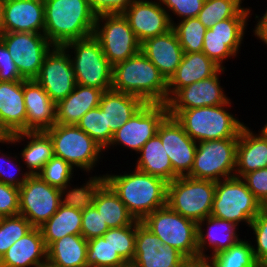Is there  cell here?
Segmentation results:
<instances>
[{
  "instance_id": "cell-1",
  "label": "cell",
  "mask_w": 267,
  "mask_h": 267,
  "mask_svg": "<svg viewBox=\"0 0 267 267\" xmlns=\"http://www.w3.org/2000/svg\"><path fill=\"white\" fill-rule=\"evenodd\" d=\"M91 176V177H90ZM86 179H103L125 204L135 220L142 221L147 215L167 204L165 180L142 172L136 168L123 174H92Z\"/></svg>"
},
{
  "instance_id": "cell-2",
  "label": "cell",
  "mask_w": 267,
  "mask_h": 267,
  "mask_svg": "<svg viewBox=\"0 0 267 267\" xmlns=\"http://www.w3.org/2000/svg\"><path fill=\"white\" fill-rule=\"evenodd\" d=\"M44 35L54 46L93 35L97 15L88 0H43Z\"/></svg>"
},
{
  "instance_id": "cell-3",
  "label": "cell",
  "mask_w": 267,
  "mask_h": 267,
  "mask_svg": "<svg viewBox=\"0 0 267 267\" xmlns=\"http://www.w3.org/2000/svg\"><path fill=\"white\" fill-rule=\"evenodd\" d=\"M111 89L135 95L145 103L168 102V81L141 51L113 66Z\"/></svg>"
},
{
  "instance_id": "cell-4",
  "label": "cell",
  "mask_w": 267,
  "mask_h": 267,
  "mask_svg": "<svg viewBox=\"0 0 267 267\" xmlns=\"http://www.w3.org/2000/svg\"><path fill=\"white\" fill-rule=\"evenodd\" d=\"M225 104L185 110H168L184 131L196 142L239 138L246 123L230 112L233 101ZM230 109V110H229Z\"/></svg>"
},
{
  "instance_id": "cell-5",
  "label": "cell",
  "mask_w": 267,
  "mask_h": 267,
  "mask_svg": "<svg viewBox=\"0 0 267 267\" xmlns=\"http://www.w3.org/2000/svg\"><path fill=\"white\" fill-rule=\"evenodd\" d=\"M52 140L54 156L88 176L105 159L104 149L77 125L55 124L45 131ZM104 153V154H103ZM102 156V157H101Z\"/></svg>"
},
{
  "instance_id": "cell-6",
  "label": "cell",
  "mask_w": 267,
  "mask_h": 267,
  "mask_svg": "<svg viewBox=\"0 0 267 267\" xmlns=\"http://www.w3.org/2000/svg\"><path fill=\"white\" fill-rule=\"evenodd\" d=\"M76 74V84L110 90L113 66L107 60L98 40L93 36L64 44ZM71 49V50H70Z\"/></svg>"
},
{
  "instance_id": "cell-7",
  "label": "cell",
  "mask_w": 267,
  "mask_h": 267,
  "mask_svg": "<svg viewBox=\"0 0 267 267\" xmlns=\"http://www.w3.org/2000/svg\"><path fill=\"white\" fill-rule=\"evenodd\" d=\"M263 208L241 178L234 176L216 182L212 217L230 221L238 227L241 224L249 227Z\"/></svg>"
},
{
  "instance_id": "cell-8",
  "label": "cell",
  "mask_w": 267,
  "mask_h": 267,
  "mask_svg": "<svg viewBox=\"0 0 267 267\" xmlns=\"http://www.w3.org/2000/svg\"><path fill=\"white\" fill-rule=\"evenodd\" d=\"M160 241L176 249L186 259L198 258L197 222L183 217L167 205L141 221Z\"/></svg>"
},
{
  "instance_id": "cell-9",
  "label": "cell",
  "mask_w": 267,
  "mask_h": 267,
  "mask_svg": "<svg viewBox=\"0 0 267 267\" xmlns=\"http://www.w3.org/2000/svg\"><path fill=\"white\" fill-rule=\"evenodd\" d=\"M216 182L180 176L168 183L167 206L183 217L199 222L211 216Z\"/></svg>"
},
{
  "instance_id": "cell-10",
  "label": "cell",
  "mask_w": 267,
  "mask_h": 267,
  "mask_svg": "<svg viewBox=\"0 0 267 267\" xmlns=\"http://www.w3.org/2000/svg\"><path fill=\"white\" fill-rule=\"evenodd\" d=\"M238 139L197 142L194 164L187 176L215 182L234 177Z\"/></svg>"
},
{
  "instance_id": "cell-11",
  "label": "cell",
  "mask_w": 267,
  "mask_h": 267,
  "mask_svg": "<svg viewBox=\"0 0 267 267\" xmlns=\"http://www.w3.org/2000/svg\"><path fill=\"white\" fill-rule=\"evenodd\" d=\"M93 36L112 66L140 52L141 43L122 13L98 15Z\"/></svg>"
},
{
  "instance_id": "cell-12",
  "label": "cell",
  "mask_w": 267,
  "mask_h": 267,
  "mask_svg": "<svg viewBox=\"0 0 267 267\" xmlns=\"http://www.w3.org/2000/svg\"><path fill=\"white\" fill-rule=\"evenodd\" d=\"M69 195L49 185L39 175H30L19 188V214L33 227H40Z\"/></svg>"
},
{
  "instance_id": "cell-13",
  "label": "cell",
  "mask_w": 267,
  "mask_h": 267,
  "mask_svg": "<svg viewBox=\"0 0 267 267\" xmlns=\"http://www.w3.org/2000/svg\"><path fill=\"white\" fill-rule=\"evenodd\" d=\"M168 115L167 104L146 103L121 128L114 133L109 146L104 150L125 148L136 154L156 133L159 124Z\"/></svg>"
},
{
  "instance_id": "cell-14",
  "label": "cell",
  "mask_w": 267,
  "mask_h": 267,
  "mask_svg": "<svg viewBox=\"0 0 267 267\" xmlns=\"http://www.w3.org/2000/svg\"><path fill=\"white\" fill-rule=\"evenodd\" d=\"M24 80H35L46 54L54 46L44 34L9 32L0 34Z\"/></svg>"
},
{
  "instance_id": "cell-15",
  "label": "cell",
  "mask_w": 267,
  "mask_h": 267,
  "mask_svg": "<svg viewBox=\"0 0 267 267\" xmlns=\"http://www.w3.org/2000/svg\"><path fill=\"white\" fill-rule=\"evenodd\" d=\"M251 17H233L217 22L206 30L202 52L221 68L228 59L240 54Z\"/></svg>"
},
{
  "instance_id": "cell-16",
  "label": "cell",
  "mask_w": 267,
  "mask_h": 267,
  "mask_svg": "<svg viewBox=\"0 0 267 267\" xmlns=\"http://www.w3.org/2000/svg\"><path fill=\"white\" fill-rule=\"evenodd\" d=\"M56 104L66 98L76 86V74L71 58L63 46H53L46 54L35 79Z\"/></svg>"
},
{
  "instance_id": "cell-17",
  "label": "cell",
  "mask_w": 267,
  "mask_h": 267,
  "mask_svg": "<svg viewBox=\"0 0 267 267\" xmlns=\"http://www.w3.org/2000/svg\"><path fill=\"white\" fill-rule=\"evenodd\" d=\"M171 161L173 171L187 176L194 164L197 142L185 131L175 117L167 115L159 124L156 133Z\"/></svg>"
},
{
  "instance_id": "cell-18",
  "label": "cell",
  "mask_w": 267,
  "mask_h": 267,
  "mask_svg": "<svg viewBox=\"0 0 267 267\" xmlns=\"http://www.w3.org/2000/svg\"><path fill=\"white\" fill-rule=\"evenodd\" d=\"M186 258L164 245L141 221L136 220V239L132 267H182Z\"/></svg>"
},
{
  "instance_id": "cell-19",
  "label": "cell",
  "mask_w": 267,
  "mask_h": 267,
  "mask_svg": "<svg viewBox=\"0 0 267 267\" xmlns=\"http://www.w3.org/2000/svg\"><path fill=\"white\" fill-rule=\"evenodd\" d=\"M226 68H220L213 76L179 89L167 102L168 110H185L225 104L227 96L219 79Z\"/></svg>"
},
{
  "instance_id": "cell-20",
  "label": "cell",
  "mask_w": 267,
  "mask_h": 267,
  "mask_svg": "<svg viewBox=\"0 0 267 267\" xmlns=\"http://www.w3.org/2000/svg\"><path fill=\"white\" fill-rule=\"evenodd\" d=\"M122 14L140 43L173 27L160 0H135Z\"/></svg>"
},
{
  "instance_id": "cell-21",
  "label": "cell",
  "mask_w": 267,
  "mask_h": 267,
  "mask_svg": "<svg viewBox=\"0 0 267 267\" xmlns=\"http://www.w3.org/2000/svg\"><path fill=\"white\" fill-rule=\"evenodd\" d=\"M82 193L97 209L109 229L131 225L135 218L103 179H86Z\"/></svg>"
},
{
  "instance_id": "cell-22",
  "label": "cell",
  "mask_w": 267,
  "mask_h": 267,
  "mask_svg": "<svg viewBox=\"0 0 267 267\" xmlns=\"http://www.w3.org/2000/svg\"><path fill=\"white\" fill-rule=\"evenodd\" d=\"M197 226L198 257L210 258L242 239L239 227L227 220L208 216L199 221ZM208 251L211 253H206Z\"/></svg>"
},
{
  "instance_id": "cell-23",
  "label": "cell",
  "mask_w": 267,
  "mask_h": 267,
  "mask_svg": "<svg viewBox=\"0 0 267 267\" xmlns=\"http://www.w3.org/2000/svg\"><path fill=\"white\" fill-rule=\"evenodd\" d=\"M43 0H4V33L44 34Z\"/></svg>"
},
{
  "instance_id": "cell-24",
  "label": "cell",
  "mask_w": 267,
  "mask_h": 267,
  "mask_svg": "<svg viewBox=\"0 0 267 267\" xmlns=\"http://www.w3.org/2000/svg\"><path fill=\"white\" fill-rule=\"evenodd\" d=\"M26 132L46 131L56 124V104L36 80H23Z\"/></svg>"
},
{
  "instance_id": "cell-25",
  "label": "cell",
  "mask_w": 267,
  "mask_h": 267,
  "mask_svg": "<svg viewBox=\"0 0 267 267\" xmlns=\"http://www.w3.org/2000/svg\"><path fill=\"white\" fill-rule=\"evenodd\" d=\"M82 192L68 196L40 230L46 248L67 235H81Z\"/></svg>"
},
{
  "instance_id": "cell-26",
  "label": "cell",
  "mask_w": 267,
  "mask_h": 267,
  "mask_svg": "<svg viewBox=\"0 0 267 267\" xmlns=\"http://www.w3.org/2000/svg\"><path fill=\"white\" fill-rule=\"evenodd\" d=\"M140 51L158 68L167 81L180 65L184 55L173 28L164 34L144 40Z\"/></svg>"
},
{
  "instance_id": "cell-27",
  "label": "cell",
  "mask_w": 267,
  "mask_h": 267,
  "mask_svg": "<svg viewBox=\"0 0 267 267\" xmlns=\"http://www.w3.org/2000/svg\"><path fill=\"white\" fill-rule=\"evenodd\" d=\"M257 132L246 124L239 134L235 177L267 168V136L261 129Z\"/></svg>"
},
{
  "instance_id": "cell-28",
  "label": "cell",
  "mask_w": 267,
  "mask_h": 267,
  "mask_svg": "<svg viewBox=\"0 0 267 267\" xmlns=\"http://www.w3.org/2000/svg\"><path fill=\"white\" fill-rule=\"evenodd\" d=\"M10 140L13 146L20 143L24 145L18 154L30 175H38L54 156L52 140L45 131L15 133L10 136Z\"/></svg>"
},
{
  "instance_id": "cell-29",
  "label": "cell",
  "mask_w": 267,
  "mask_h": 267,
  "mask_svg": "<svg viewBox=\"0 0 267 267\" xmlns=\"http://www.w3.org/2000/svg\"><path fill=\"white\" fill-rule=\"evenodd\" d=\"M47 259L40 228L33 227L17 240L0 259V267H36Z\"/></svg>"
},
{
  "instance_id": "cell-30",
  "label": "cell",
  "mask_w": 267,
  "mask_h": 267,
  "mask_svg": "<svg viewBox=\"0 0 267 267\" xmlns=\"http://www.w3.org/2000/svg\"><path fill=\"white\" fill-rule=\"evenodd\" d=\"M0 123L11 135L26 132L23 81H0Z\"/></svg>"
},
{
  "instance_id": "cell-31",
  "label": "cell",
  "mask_w": 267,
  "mask_h": 267,
  "mask_svg": "<svg viewBox=\"0 0 267 267\" xmlns=\"http://www.w3.org/2000/svg\"><path fill=\"white\" fill-rule=\"evenodd\" d=\"M221 67L203 52L184 53L168 80V100L181 88L213 76Z\"/></svg>"
},
{
  "instance_id": "cell-32",
  "label": "cell",
  "mask_w": 267,
  "mask_h": 267,
  "mask_svg": "<svg viewBox=\"0 0 267 267\" xmlns=\"http://www.w3.org/2000/svg\"><path fill=\"white\" fill-rule=\"evenodd\" d=\"M103 90L76 84L74 90L56 103V123L77 125L80 119L100 104Z\"/></svg>"
},
{
  "instance_id": "cell-33",
  "label": "cell",
  "mask_w": 267,
  "mask_h": 267,
  "mask_svg": "<svg viewBox=\"0 0 267 267\" xmlns=\"http://www.w3.org/2000/svg\"><path fill=\"white\" fill-rule=\"evenodd\" d=\"M145 104L135 95L110 89L102 94L99 107L105 112L107 127L114 134Z\"/></svg>"
},
{
  "instance_id": "cell-34",
  "label": "cell",
  "mask_w": 267,
  "mask_h": 267,
  "mask_svg": "<svg viewBox=\"0 0 267 267\" xmlns=\"http://www.w3.org/2000/svg\"><path fill=\"white\" fill-rule=\"evenodd\" d=\"M134 165L136 169L159 177L168 183L179 177L173 171L171 161L157 134L150 138L137 153Z\"/></svg>"
},
{
  "instance_id": "cell-35",
  "label": "cell",
  "mask_w": 267,
  "mask_h": 267,
  "mask_svg": "<svg viewBox=\"0 0 267 267\" xmlns=\"http://www.w3.org/2000/svg\"><path fill=\"white\" fill-rule=\"evenodd\" d=\"M47 260L61 267H87V240L82 235H67L47 248Z\"/></svg>"
},
{
  "instance_id": "cell-36",
  "label": "cell",
  "mask_w": 267,
  "mask_h": 267,
  "mask_svg": "<svg viewBox=\"0 0 267 267\" xmlns=\"http://www.w3.org/2000/svg\"><path fill=\"white\" fill-rule=\"evenodd\" d=\"M244 0H205L197 15L199 21L210 29L217 22L233 17H252L251 7L243 6Z\"/></svg>"
},
{
  "instance_id": "cell-37",
  "label": "cell",
  "mask_w": 267,
  "mask_h": 267,
  "mask_svg": "<svg viewBox=\"0 0 267 267\" xmlns=\"http://www.w3.org/2000/svg\"><path fill=\"white\" fill-rule=\"evenodd\" d=\"M75 171L70 164L64 161L60 157L53 156L44 166L41 172L38 174L49 185L61 189L69 196L79 194L84 184H78L72 186L73 179L75 178ZM74 176V177H73ZM73 178V179H72ZM73 187V188H71Z\"/></svg>"
},
{
  "instance_id": "cell-38",
  "label": "cell",
  "mask_w": 267,
  "mask_h": 267,
  "mask_svg": "<svg viewBox=\"0 0 267 267\" xmlns=\"http://www.w3.org/2000/svg\"><path fill=\"white\" fill-rule=\"evenodd\" d=\"M209 259L213 267H261L255 259L250 240L243 238Z\"/></svg>"
},
{
  "instance_id": "cell-39",
  "label": "cell",
  "mask_w": 267,
  "mask_h": 267,
  "mask_svg": "<svg viewBox=\"0 0 267 267\" xmlns=\"http://www.w3.org/2000/svg\"><path fill=\"white\" fill-rule=\"evenodd\" d=\"M172 28L178 37L184 53L202 52L207 28L197 17L174 21Z\"/></svg>"
},
{
  "instance_id": "cell-40",
  "label": "cell",
  "mask_w": 267,
  "mask_h": 267,
  "mask_svg": "<svg viewBox=\"0 0 267 267\" xmlns=\"http://www.w3.org/2000/svg\"><path fill=\"white\" fill-rule=\"evenodd\" d=\"M87 267H125L128 265L103 236L87 241Z\"/></svg>"
},
{
  "instance_id": "cell-41",
  "label": "cell",
  "mask_w": 267,
  "mask_h": 267,
  "mask_svg": "<svg viewBox=\"0 0 267 267\" xmlns=\"http://www.w3.org/2000/svg\"><path fill=\"white\" fill-rule=\"evenodd\" d=\"M77 126L104 150L112 141L114 134L110 131V127H107L105 112L99 106L84 114Z\"/></svg>"
},
{
  "instance_id": "cell-42",
  "label": "cell",
  "mask_w": 267,
  "mask_h": 267,
  "mask_svg": "<svg viewBox=\"0 0 267 267\" xmlns=\"http://www.w3.org/2000/svg\"><path fill=\"white\" fill-rule=\"evenodd\" d=\"M118 255L127 263L134 260L136 220L129 226L111 228L103 234Z\"/></svg>"
},
{
  "instance_id": "cell-43",
  "label": "cell",
  "mask_w": 267,
  "mask_h": 267,
  "mask_svg": "<svg viewBox=\"0 0 267 267\" xmlns=\"http://www.w3.org/2000/svg\"><path fill=\"white\" fill-rule=\"evenodd\" d=\"M33 226L22 215L0 218V259L17 240L28 233Z\"/></svg>"
},
{
  "instance_id": "cell-44",
  "label": "cell",
  "mask_w": 267,
  "mask_h": 267,
  "mask_svg": "<svg viewBox=\"0 0 267 267\" xmlns=\"http://www.w3.org/2000/svg\"><path fill=\"white\" fill-rule=\"evenodd\" d=\"M6 152L5 149L0 148V182L20 188L30 174L23 168L25 166L21 165L22 161L18 153L17 155L13 153V156L11 152Z\"/></svg>"
},
{
  "instance_id": "cell-45",
  "label": "cell",
  "mask_w": 267,
  "mask_h": 267,
  "mask_svg": "<svg viewBox=\"0 0 267 267\" xmlns=\"http://www.w3.org/2000/svg\"><path fill=\"white\" fill-rule=\"evenodd\" d=\"M249 228L254 236L250 239H255L250 240L255 259L261 267H267V207L252 220Z\"/></svg>"
},
{
  "instance_id": "cell-46",
  "label": "cell",
  "mask_w": 267,
  "mask_h": 267,
  "mask_svg": "<svg viewBox=\"0 0 267 267\" xmlns=\"http://www.w3.org/2000/svg\"><path fill=\"white\" fill-rule=\"evenodd\" d=\"M107 230H109V227L101 217V214L82 193L81 235L88 241L103 236Z\"/></svg>"
},
{
  "instance_id": "cell-47",
  "label": "cell",
  "mask_w": 267,
  "mask_h": 267,
  "mask_svg": "<svg viewBox=\"0 0 267 267\" xmlns=\"http://www.w3.org/2000/svg\"><path fill=\"white\" fill-rule=\"evenodd\" d=\"M205 0H160L163 9L169 14L171 24L178 21L195 18L202 9ZM176 18H174V16ZM173 16V17H172Z\"/></svg>"
},
{
  "instance_id": "cell-48",
  "label": "cell",
  "mask_w": 267,
  "mask_h": 267,
  "mask_svg": "<svg viewBox=\"0 0 267 267\" xmlns=\"http://www.w3.org/2000/svg\"><path fill=\"white\" fill-rule=\"evenodd\" d=\"M241 179L259 202L267 207V168L244 174Z\"/></svg>"
},
{
  "instance_id": "cell-49",
  "label": "cell",
  "mask_w": 267,
  "mask_h": 267,
  "mask_svg": "<svg viewBox=\"0 0 267 267\" xmlns=\"http://www.w3.org/2000/svg\"><path fill=\"white\" fill-rule=\"evenodd\" d=\"M19 214V188L0 182V218Z\"/></svg>"
},
{
  "instance_id": "cell-50",
  "label": "cell",
  "mask_w": 267,
  "mask_h": 267,
  "mask_svg": "<svg viewBox=\"0 0 267 267\" xmlns=\"http://www.w3.org/2000/svg\"><path fill=\"white\" fill-rule=\"evenodd\" d=\"M23 80L10 53L0 40V81L15 82Z\"/></svg>"
},
{
  "instance_id": "cell-51",
  "label": "cell",
  "mask_w": 267,
  "mask_h": 267,
  "mask_svg": "<svg viewBox=\"0 0 267 267\" xmlns=\"http://www.w3.org/2000/svg\"><path fill=\"white\" fill-rule=\"evenodd\" d=\"M92 11L100 14H121L135 0H88Z\"/></svg>"
},
{
  "instance_id": "cell-52",
  "label": "cell",
  "mask_w": 267,
  "mask_h": 267,
  "mask_svg": "<svg viewBox=\"0 0 267 267\" xmlns=\"http://www.w3.org/2000/svg\"><path fill=\"white\" fill-rule=\"evenodd\" d=\"M254 17L257 22L254 29L252 28L253 35L267 47V9L265 10V13L261 14V16L259 14H255Z\"/></svg>"
},
{
  "instance_id": "cell-53",
  "label": "cell",
  "mask_w": 267,
  "mask_h": 267,
  "mask_svg": "<svg viewBox=\"0 0 267 267\" xmlns=\"http://www.w3.org/2000/svg\"><path fill=\"white\" fill-rule=\"evenodd\" d=\"M182 267H213L209 258L198 257L193 259H186Z\"/></svg>"
},
{
  "instance_id": "cell-54",
  "label": "cell",
  "mask_w": 267,
  "mask_h": 267,
  "mask_svg": "<svg viewBox=\"0 0 267 267\" xmlns=\"http://www.w3.org/2000/svg\"><path fill=\"white\" fill-rule=\"evenodd\" d=\"M10 136H11V134L0 123V144H1V146L4 144L6 145V147L8 145L12 146Z\"/></svg>"
},
{
  "instance_id": "cell-55",
  "label": "cell",
  "mask_w": 267,
  "mask_h": 267,
  "mask_svg": "<svg viewBox=\"0 0 267 267\" xmlns=\"http://www.w3.org/2000/svg\"><path fill=\"white\" fill-rule=\"evenodd\" d=\"M4 33V0H0V34Z\"/></svg>"
},
{
  "instance_id": "cell-56",
  "label": "cell",
  "mask_w": 267,
  "mask_h": 267,
  "mask_svg": "<svg viewBox=\"0 0 267 267\" xmlns=\"http://www.w3.org/2000/svg\"><path fill=\"white\" fill-rule=\"evenodd\" d=\"M36 267H61V266L55 265V264H53L52 262H50L49 260L46 259L44 262H42L41 264H39Z\"/></svg>"
},
{
  "instance_id": "cell-57",
  "label": "cell",
  "mask_w": 267,
  "mask_h": 267,
  "mask_svg": "<svg viewBox=\"0 0 267 267\" xmlns=\"http://www.w3.org/2000/svg\"><path fill=\"white\" fill-rule=\"evenodd\" d=\"M264 133L265 135L267 136V120L265 121V124L260 128Z\"/></svg>"
}]
</instances>
